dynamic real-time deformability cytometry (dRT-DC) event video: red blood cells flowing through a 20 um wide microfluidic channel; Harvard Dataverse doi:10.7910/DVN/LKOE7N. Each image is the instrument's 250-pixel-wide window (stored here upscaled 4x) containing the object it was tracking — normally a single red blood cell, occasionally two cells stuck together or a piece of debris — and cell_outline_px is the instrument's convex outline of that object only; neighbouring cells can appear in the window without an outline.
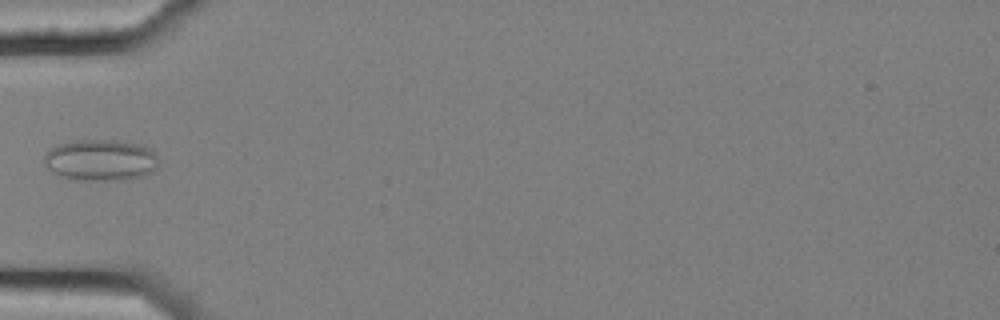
{"species": "common noctule bat (a hibernating species)", "species_latin": "Nyctalus noctula", "temperature_condition": "cold", "stored_images_in_passage": 4, "camera_frame_rate_fps": 3000, "um_per_image_px": 0.085, "animal": {"sex": "female", "body_mass_g": 25.1}, "frame": {"image": 1, "passage_image": 3, "time_ms": 0.667, "image_size_px": [1000, 320], "cell_outline_px": [[156, 168], [152, 172], [144, 176], [108, 180], [80, 180], [64, 176], [52, 172], [44, 164], [44, 156], [56, 144], [76, 140], [112, 140], [136, 144], [148, 148], [156, 156]], "centroid_in_image_um": [8.51, 13.6], "position_along_channel_um": 76.5, "area_um2": 27.05}}
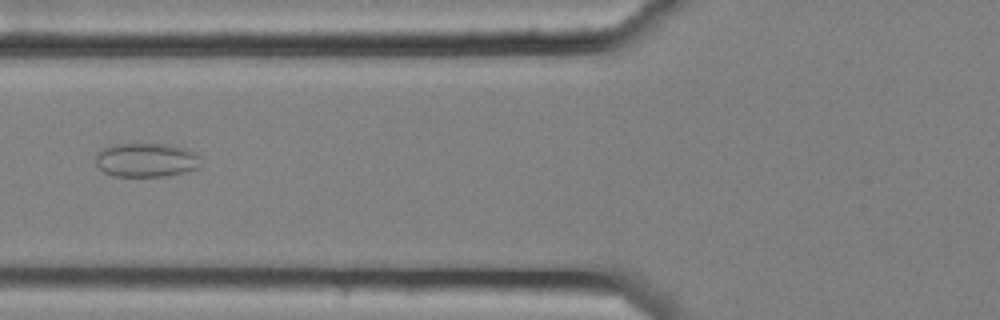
{"frame": {"image": 2, "passage_image": 4, "time_ms": 1.0, "image_size_px": [1000, 320], "cell_outline_px": [[200, 156], [196, 168], [184, 172], [164, 176], [112, 176], [104, 172], [96, 164], [96, 152], [112, 144], [172, 144], [196, 152]], "centroid_in_image_um": [12.4, 13.59], "position_along_channel_um": 113.4, "area_um2": 20.81}}